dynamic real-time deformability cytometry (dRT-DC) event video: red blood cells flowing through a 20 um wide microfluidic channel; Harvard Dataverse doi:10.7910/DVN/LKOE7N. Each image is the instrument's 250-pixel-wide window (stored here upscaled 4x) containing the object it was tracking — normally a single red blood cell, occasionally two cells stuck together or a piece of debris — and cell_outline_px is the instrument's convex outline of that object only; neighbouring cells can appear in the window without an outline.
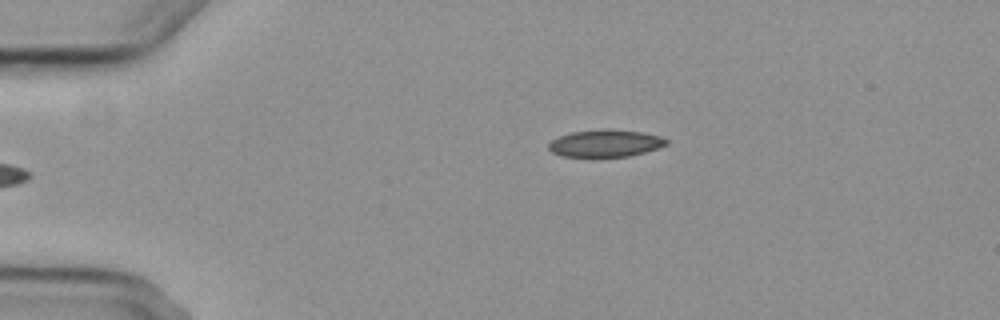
{"species": "common noctule bat (a hibernating species)", "species_latin": "Nyctalus noctula", "temperature_condition": "cold", "stored_images_in_passage": 6, "camera_frame_rate_fps": 3000, "um_per_image_px": 0.085, "animal": {"sex": "female", "body_mass_g": 29.2, "forearm_length_mm": 56.3}, "frame": {"image": 1, "passage_image": 6, "time_ms": 5.667, "image_size_px": [1000, 320], "cell_outline_px": [[668, 144], [644, 152], [628, 156], [560, 156], [552, 152], [548, 148], [548, 144], [552, 140], [560, 136], [572, 132], [604, 128], [608, 128], [644, 132], [660, 136], [668, 140]], "centroid_in_image_um": [51.46, 12.16], "position_along_channel_um": 33.5, "area_um2": 18.61}}